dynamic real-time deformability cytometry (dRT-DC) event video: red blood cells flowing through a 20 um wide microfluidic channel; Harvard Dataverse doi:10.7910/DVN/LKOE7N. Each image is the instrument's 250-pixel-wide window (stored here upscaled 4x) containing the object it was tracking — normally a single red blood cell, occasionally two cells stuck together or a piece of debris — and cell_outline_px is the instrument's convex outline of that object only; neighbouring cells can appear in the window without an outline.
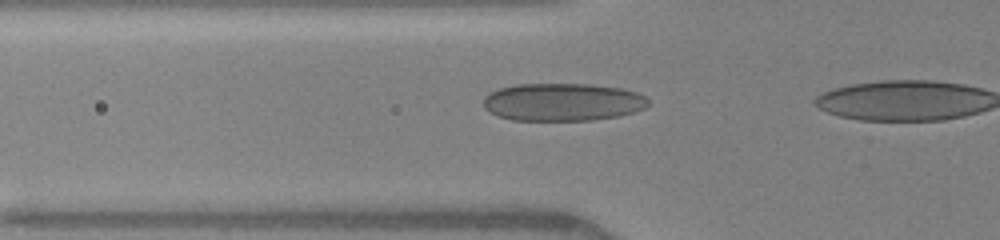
{"species": "human", "species_latin": "Homo sapiens", "temperature_condition": "warm", "stored_images_in_passage": 7, "camera_frame_rate_fps": 3000, "um_per_image_px": 0.085, "donor": {"sex": "female"}, "frame": {"image": 1, "passage_image": 2, "time_ms": 0.333, "image_size_px": [1000, 240], "cell_outline_px": [[648, 104], [644, 108], [620, 116], [592, 120], [512, 120], [496, 116], [488, 112], [484, 108], [484, 96], [500, 88], [516, 84], [588, 84], [620, 88], [636, 92], [644, 96], [648, 100]], "centroid_in_image_um": [47.79, 8.68], "position_along_channel_um": 78.0, "area_um2": 36.3}}
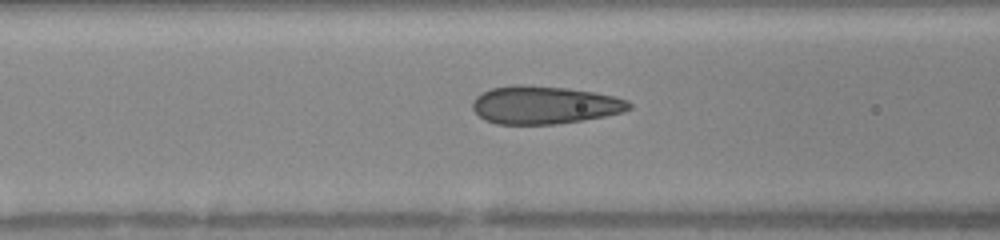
{"frame": {"image": 2, "passage_image": 5, "time_ms": 1.333, "image_size_px": [1000, 240], "cell_outline_px": [[632, 108], [624, 112], [604, 116], [556, 124], [496, 124], [484, 120], [472, 108], [472, 100], [480, 92], [492, 88], [516, 84], [524, 84], [568, 88], [596, 92], [616, 96], [628, 100], [632, 104]], "centroid_in_image_um": [46.28, 8.91], "position_along_channel_um": 120.3, "area_um2": 34.97}}